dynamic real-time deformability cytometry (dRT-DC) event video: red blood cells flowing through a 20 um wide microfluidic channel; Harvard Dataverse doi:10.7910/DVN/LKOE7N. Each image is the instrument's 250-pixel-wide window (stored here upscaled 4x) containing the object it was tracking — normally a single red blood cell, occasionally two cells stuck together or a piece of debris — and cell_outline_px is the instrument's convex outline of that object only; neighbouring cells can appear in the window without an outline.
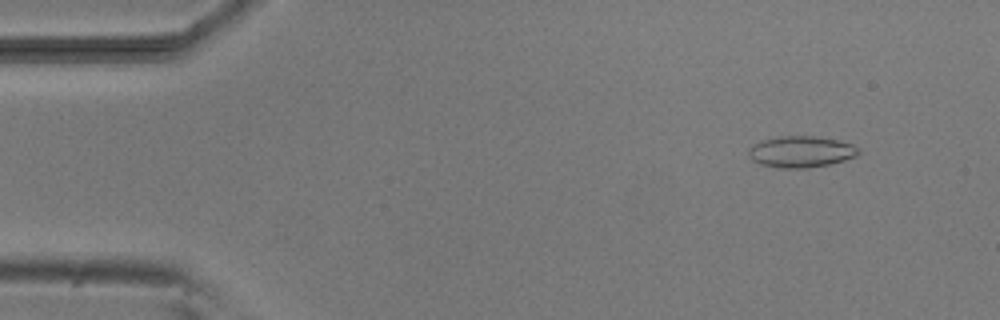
{"species": "common noctule bat (a hibernating species)", "species_latin": "Nyctalus noctula", "temperature_condition": "room temperature", "stored_images_in_passage": 6, "camera_frame_rate_fps": 3000, "um_per_image_px": 0.085, "animal": {"sex": "male", "body_mass_g": 20.5, "forearm_length_mm": 52.5}, "frame": {"image": 1, "passage_image": 2, "time_ms": 1.0, "image_size_px": [1000, 320], "cell_outline_px": [[860, 152], [856, 156], [844, 160], [828, 164], [808, 168], [780, 168], [760, 164], [752, 160], [748, 156], [748, 148], [752, 144], [764, 140], [780, 136], [812, 136], [836, 140], [852, 144], [860, 148]], "centroid_in_image_um": [68.06, 12.9], "position_along_channel_um": 16.9, "area_um2": 20.06}}
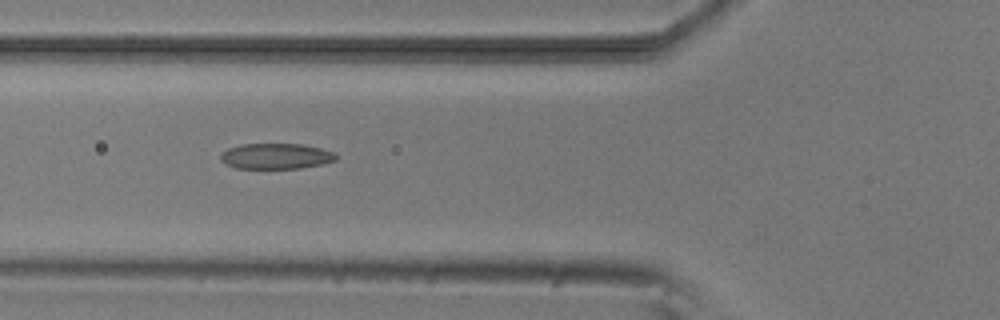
{"frame": {"image": 2, "passage_image": 6, "time_ms": 5.667, "image_size_px": [1000, 320], "cell_outline_px": [[336, 160], [320, 164], [300, 168], [236, 168], [220, 160], [220, 152], [228, 148], [240, 144], [304, 144], [336, 152]], "centroid_in_image_um": [23.44, 13.26], "position_along_channel_um": 102.4, "area_um2": 17.22}}